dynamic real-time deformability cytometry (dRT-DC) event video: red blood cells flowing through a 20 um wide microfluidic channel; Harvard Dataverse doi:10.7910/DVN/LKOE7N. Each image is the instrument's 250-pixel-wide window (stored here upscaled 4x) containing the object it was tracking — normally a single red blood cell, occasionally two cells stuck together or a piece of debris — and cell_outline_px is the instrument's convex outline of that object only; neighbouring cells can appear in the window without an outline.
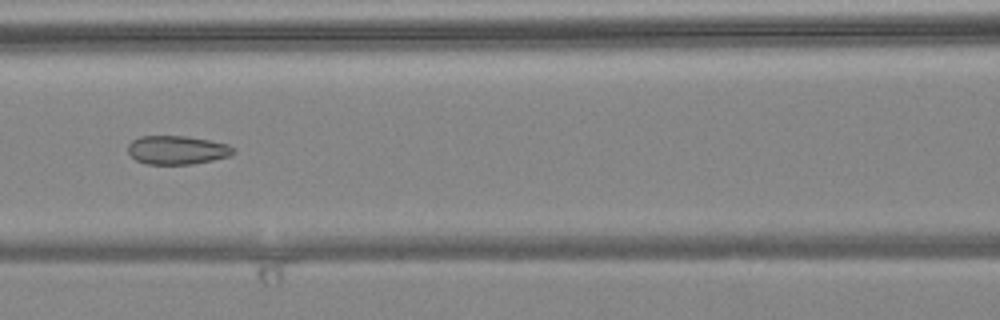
{"species": "common noctule bat (a hibernating species)", "species_latin": "Nyctalus noctula", "temperature_condition": "warm", "stored_images_in_passage": 7, "camera_frame_rate_fps": 3000, "um_per_image_px": 0.085, "animal": {"sex": "female", "body_mass_g": 24.6, "forearm_length_mm": 56.2}, "frame": {"image": 1, "passage_image": 5, "time_ms": 1.333, "image_size_px": [1000, 320], "cell_outline_px": [[236, 152], [228, 156], [212, 160], [192, 164], [148, 164], [136, 160], [128, 152], [128, 144], [132, 140], [140, 136], [184, 136], [208, 140], [228, 144], [236, 148]], "centroid_in_image_um": [15.06, 12.75], "position_along_channel_um": 151.5, "area_um2": 17.57}}
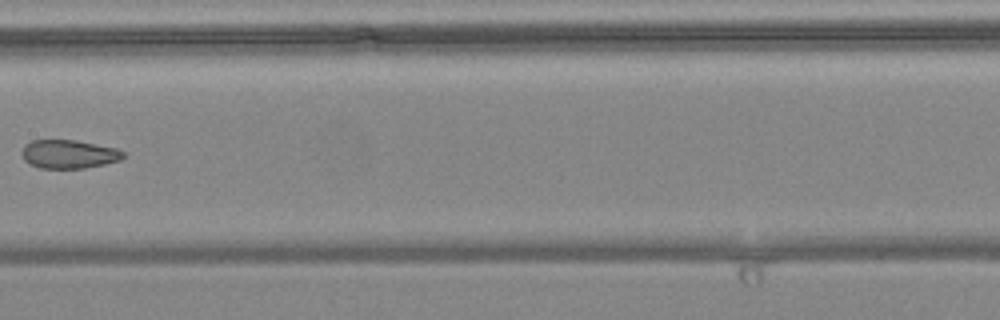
{"frame": {"image": 2, "passage_image": 6, "time_ms": 1.667, "image_size_px": [1000, 320], "cell_outline_px": [[124, 156], [120, 160], [104, 164], [84, 168], [40, 168], [28, 164], [24, 160], [20, 152], [24, 144], [32, 140], [76, 140], [116, 148], [124, 152]], "centroid_in_image_um": [5.8, 13.1], "position_along_channel_um": 201.6, "area_um2": 16.99}}
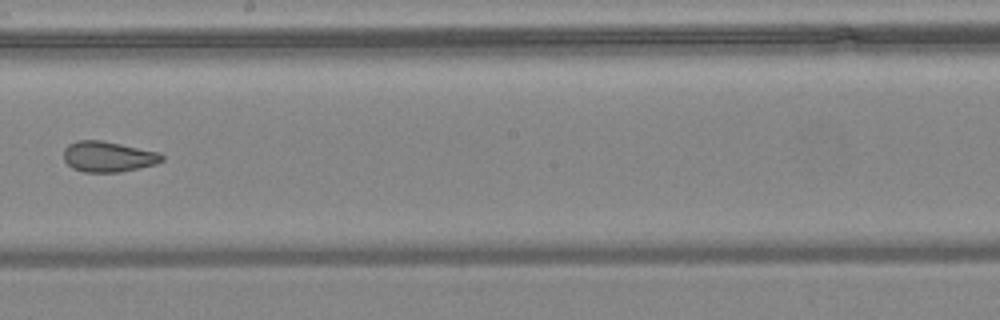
{"frame": {"image": 3, "passage_image": 7, "time_ms": 2.0, "image_size_px": [1000, 320], "cell_outline_px": [[164, 160], [156, 164], [140, 168], [120, 172], [84, 172], [72, 168], [64, 160], [64, 148], [68, 144], [76, 140], [100, 140], [160, 152], [164, 156]], "centroid_in_image_um": [9.2, 13.31], "position_along_channel_um": 239.0, "area_um2": 17.63}}